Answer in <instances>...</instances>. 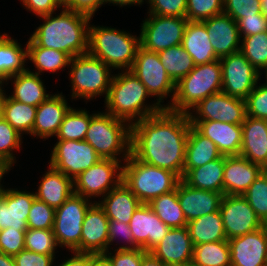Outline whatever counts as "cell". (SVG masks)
I'll return each instance as SVG.
<instances>
[{"instance_id": "6da1fadb", "label": "cell", "mask_w": 267, "mask_h": 266, "mask_svg": "<svg viewBox=\"0 0 267 266\" xmlns=\"http://www.w3.org/2000/svg\"><path fill=\"white\" fill-rule=\"evenodd\" d=\"M191 127L187 113L163 109L131 125L130 154L137 160L170 170L183 178Z\"/></svg>"}, {"instance_id": "7a4b0ae2", "label": "cell", "mask_w": 267, "mask_h": 266, "mask_svg": "<svg viewBox=\"0 0 267 266\" xmlns=\"http://www.w3.org/2000/svg\"><path fill=\"white\" fill-rule=\"evenodd\" d=\"M41 18L44 23L30 37L37 46L65 52L71 58L88 53L92 17L63 8L56 17L48 14Z\"/></svg>"}, {"instance_id": "3957f363", "label": "cell", "mask_w": 267, "mask_h": 266, "mask_svg": "<svg viewBox=\"0 0 267 266\" xmlns=\"http://www.w3.org/2000/svg\"><path fill=\"white\" fill-rule=\"evenodd\" d=\"M149 96L151 95L145 85L130 70H125L112 78L105 100L106 113L132 125L164 109L157 102L145 105V100Z\"/></svg>"}, {"instance_id": "277c9868", "label": "cell", "mask_w": 267, "mask_h": 266, "mask_svg": "<svg viewBox=\"0 0 267 266\" xmlns=\"http://www.w3.org/2000/svg\"><path fill=\"white\" fill-rule=\"evenodd\" d=\"M140 47V36L110 27H89L88 53L112 69L130 70Z\"/></svg>"}, {"instance_id": "5b68a950", "label": "cell", "mask_w": 267, "mask_h": 266, "mask_svg": "<svg viewBox=\"0 0 267 266\" xmlns=\"http://www.w3.org/2000/svg\"><path fill=\"white\" fill-rule=\"evenodd\" d=\"M222 91V66L218 60L195 65L193 70L177 84L175 97L165 109L189 113L201 100Z\"/></svg>"}, {"instance_id": "8992f818", "label": "cell", "mask_w": 267, "mask_h": 266, "mask_svg": "<svg viewBox=\"0 0 267 266\" xmlns=\"http://www.w3.org/2000/svg\"><path fill=\"white\" fill-rule=\"evenodd\" d=\"M180 180L176 173L141 162L131 154L122 166V182L144 204L175 190Z\"/></svg>"}, {"instance_id": "52a82bcc", "label": "cell", "mask_w": 267, "mask_h": 266, "mask_svg": "<svg viewBox=\"0 0 267 266\" xmlns=\"http://www.w3.org/2000/svg\"><path fill=\"white\" fill-rule=\"evenodd\" d=\"M125 122L106 112H97L90 120L84 140L101 159L120 160L117 156L122 152L126 161L130 156L131 124Z\"/></svg>"}, {"instance_id": "ba28073f", "label": "cell", "mask_w": 267, "mask_h": 266, "mask_svg": "<svg viewBox=\"0 0 267 266\" xmlns=\"http://www.w3.org/2000/svg\"><path fill=\"white\" fill-rule=\"evenodd\" d=\"M69 65L73 99L79 97L90 100L105 94L106 100L114 76L109 72L112 68L89 53L71 58Z\"/></svg>"}, {"instance_id": "9c48e42d", "label": "cell", "mask_w": 267, "mask_h": 266, "mask_svg": "<svg viewBox=\"0 0 267 266\" xmlns=\"http://www.w3.org/2000/svg\"><path fill=\"white\" fill-rule=\"evenodd\" d=\"M92 204L87 198L73 194L62 206L55 209L52 230L58 246L80 253L82 224Z\"/></svg>"}, {"instance_id": "30bf717a", "label": "cell", "mask_w": 267, "mask_h": 266, "mask_svg": "<svg viewBox=\"0 0 267 266\" xmlns=\"http://www.w3.org/2000/svg\"><path fill=\"white\" fill-rule=\"evenodd\" d=\"M143 21L140 46L150 52H160L181 45L188 20L184 17H168L149 14Z\"/></svg>"}, {"instance_id": "8fae6325", "label": "cell", "mask_w": 267, "mask_h": 266, "mask_svg": "<svg viewBox=\"0 0 267 266\" xmlns=\"http://www.w3.org/2000/svg\"><path fill=\"white\" fill-rule=\"evenodd\" d=\"M130 71L145 85L149 94L157 97V103L161 105L163 98L172 93L171 103L175 97L176 84L167 74L156 52L138 48L136 58Z\"/></svg>"}, {"instance_id": "7c38bea8", "label": "cell", "mask_w": 267, "mask_h": 266, "mask_svg": "<svg viewBox=\"0 0 267 266\" xmlns=\"http://www.w3.org/2000/svg\"><path fill=\"white\" fill-rule=\"evenodd\" d=\"M121 160L100 159L74 180V194L90 199L102 198L122 181Z\"/></svg>"}, {"instance_id": "4fadbf2b", "label": "cell", "mask_w": 267, "mask_h": 266, "mask_svg": "<svg viewBox=\"0 0 267 266\" xmlns=\"http://www.w3.org/2000/svg\"><path fill=\"white\" fill-rule=\"evenodd\" d=\"M51 152L50 166L73 180L101 159L85 140H58Z\"/></svg>"}, {"instance_id": "5bb4252c", "label": "cell", "mask_w": 267, "mask_h": 266, "mask_svg": "<svg viewBox=\"0 0 267 266\" xmlns=\"http://www.w3.org/2000/svg\"><path fill=\"white\" fill-rule=\"evenodd\" d=\"M222 66V92L246 99L262 75L240 52L219 58Z\"/></svg>"}, {"instance_id": "9a60e30c", "label": "cell", "mask_w": 267, "mask_h": 266, "mask_svg": "<svg viewBox=\"0 0 267 266\" xmlns=\"http://www.w3.org/2000/svg\"><path fill=\"white\" fill-rule=\"evenodd\" d=\"M197 116L188 113L190 121H221L230 124H242L246 118L244 99L232 97L224 92L209 95L194 108ZM199 114V115H198Z\"/></svg>"}, {"instance_id": "2e32d148", "label": "cell", "mask_w": 267, "mask_h": 266, "mask_svg": "<svg viewBox=\"0 0 267 266\" xmlns=\"http://www.w3.org/2000/svg\"><path fill=\"white\" fill-rule=\"evenodd\" d=\"M219 211L227 240L265 226L243 196L224 195Z\"/></svg>"}, {"instance_id": "e0dca14e", "label": "cell", "mask_w": 267, "mask_h": 266, "mask_svg": "<svg viewBox=\"0 0 267 266\" xmlns=\"http://www.w3.org/2000/svg\"><path fill=\"white\" fill-rule=\"evenodd\" d=\"M231 266H267V225L228 240Z\"/></svg>"}, {"instance_id": "ac0fdd59", "label": "cell", "mask_w": 267, "mask_h": 266, "mask_svg": "<svg viewBox=\"0 0 267 266\" xmlns=\"http://www.w3.org/2000/svg\"><path fill=\"white\" fill-rule=\"evenodd\" d=\"M193 244L187 226L170 228L149 252L166 266H191Z\"/></svg>"}, {"instance_id": "d6986e66", "label": "cell", "mask_w": 267, "mask_h": 266, "mask_svg": "<svg viewBox=\"0 0 267 266\" xmlns=\"http://www.w3.org/2000/svg\"><path fill=\"white\" fill-rule=\"evenodd\" d=\"M129 226L135 244L147 252L161 242L170 229L150 206L144 203L134 211Z\"/></svg>"}, {"instance_id": "ffe728a7", "label": "cell", "mask_w": 267, "mask_h": 266, "mask_svg": "<svg viewBox=\"0 0 267 266\" xmlns=\"http://www.w3.org/2000/svg\"><path fill=\"white\" fill-rule=\"evenodd\" d=\"M35 193L4 189L0 193V230L7 228L26 231L27 218Z\"/></svg>"}, {"instance_id": "44dd1931", "label": "cell", "mask_w": 267, "mask_h": 266, "mask_svg": "<svg viewBox=\"0 0 267 266\" xmlns=\"http://www.w3.org/2000/svg\"><path fill=\"white\" fill-rule=\"evenodd\" d=\"M108 225L109 219L104 209L98 202H93L88 208L82 224L80 253L101 255L109 251Z\"/></svg>"}, {"instance_id": "7402d4cb", "label": "cell", "mask_w": 267, "mask_h": 266, "mask_svg": "<svg viewBox=\"0 0 267 266\" xmlns=\"http://www.w3.org/2000/svg\"><path fill=\"white\" fill-rule=\"evenodd\" d=\"M207 30L210 42L218 58L240 51L241 37L236 21L221 13L201 21Z\"/></svg>"}, {"instance_id": "603a6c76", "label": "cell", "mask_w": 267, "mask_h": 266, "mask_svg": "<svg viewBox=\"0 0 267 266\" xmlns=\"http://www.w3.org/2000/svg\"><path fill=\"white\" fill-rule=\"evenodd\" d=\"M264 169L242 156H225L223 194L243 196Z\"/></svg>"}, {"instance_id": "cb8c5ba5", "label": "cell", "mask_w": 267, "mask_h": 266, "mask_svg": "<svg viewBox=\"0 0 267 266\" xmlns=\"http://www.w3.org/2000/svg\"><path fill=\"white\" fill-rule=\"evenodd\" d=\"M223 193L195 189L182 179L177 185V197L187 223L220 209Z\"/></svg>"}, {"instance_id": "d4e9b609", "label": "cell", "mask_w": 267, "mask_h": 266, "mask_svg": "<svg viewBox=\"0 0 267 266\" xmlns=\"http://www.w3.org/2000/svg\"><path fill=\"white\" fill-rule=\"evenodd\" d=\"M202 135L209 138L224 156H239L242 145V124L221 121H190Z\"/></svg>"}, {"instance_id": "484cf974", "label": "cell", "mask_w": 267, "mask_h": 266, "mask_svg": "<svg viewBox=\"0 0 267 266\" xmlns=\"http://www.w3.org/2000/svg\"><path fill=\"white\" fill-rule=\"evenodd\" d=\"M239 156L267 169V120L246 116Z\"/></svg>"}, {"instance_id": "4316f807", "label": "cell", "mask_w": 267, "mask_h": 266, "mask_svg": "<svg viewBox=\"0 0 267 266\" xmlns=\"http://www.w3.org/2000/svg\"><path fill=\"white\" fill-rule=\"evenodd\" d=\"M70 108L62 93L49 96L37 107L31 135L39 136L40 139L56 136L64 116Z\"/></svg>"}, {"instance_id": "83f0119b", "label": "cell", "mask_w": 267, "mask_h": 266, "mask_svg": "<svg viewBox=\"0 0 267 266\" xmlns=\"http://www.w3.org/2000/svg\"><path fill=\"white\" fill-rule=\"evenodd\" d=\"M48 169L38 186V192H35V197L57 209L74 194L73 179L50 165Z\"/></svg>"}, {"instance_id": "f1b7e54d", "label": "cell", "mask_w": 267, "mask_h": 266, "mask_svg": "<svg viewBox=\"0 0 267 266\" xmlns=\"http://www.w3.org/2000/svg\"><path fill=\"white\" fill-rule=\"evenodd\" d=\"M98 204L104 209L108 219H117L121 223L129 224L141 202L121 181Z\"/></svg>"}, {"instance_id": "f546056e", "label": "cell", "mask_w": 267, "mask_h": 266, "mask_svg": "<svg viewBox=\"0 0 267 266\" xmlns=\"http://www.w3.org/2000/svg\"><path fill=\"white\" fill-rule=\"evenodd\" d=\"M192 57L195 65L218 60L210 42L205 25L201 21H188L181 43Z\"/></svg>"}, {"instance_id": "4dcf8cb0", "label": "cell", "mask_w": 267, "mask_h": 266, "mask_svg": "<svg viewBox=\"0 0 267 266\" xmlns=\"http://www.w3.org/2000/svg\"><path fill=\"white\" fill-rule=\"evenodd\" d=\"M222 156L217 146L191 125L186 144L183 176L196 167H201Z\"/></svg>"}, {"instance_id": "1f68e13d", "label": "cell", "mask_w": 267, "mask_h": 266, "mask_svg": "<svg viewBox=\"0 0 267 266\" xmlns=\"http://www.w3.org/2000/svg\"><path fill=\"white\" fill-rule=\"evenodd\" d=\"M225 156L215 159L201 167L190 169L182 180L190 187L223 193Z\"/></svg>"}, {"instance_id": "d6a6232c", "label": "cell", "mask_w": 267, "mask_h": 266, "mask_svg": "<svg viewBox=\"0 0 267 266\" xmlns=\"http://www.w3.org/2000/svg\"><path fill=\"white\" fill-rule=\"evenodd\" d=\"M12 78L14 80V91L10 97L18 102L38 107L51 96L46 93V88L40 76L34 72L27 70L11 76L6 81Z\"/></svg>"}, {"instance_id": "836d02e7", "label": "cell", "mask_w": 267, "mask_h": 266, "mask_svg": "<svg viewBox=\"0 0 267 266\" xmlns=\"http://www.w3.org/2000/svg\"><path fill=\"white\" fill-rule=\"evenodd\" d=\"M27 47L23 49L16 40L7 34L0 35V84L6 83L11 76L25 72Z\"/></svg>"}, {"instance_id": "e575fe53", "label": "cell", "mask_w": 267, "mask_h": 266, "mask_svg": "<svg viewBox=\"0 0 267 266\" xmlns=\"http://www.w3.org/2000/svg\"><path fill=\"white\" fill-rule=\"evenodd\" d=\"M4 92L1 100V117L21 135L23 132L31 135L37 107L18 102Z\"/></svg>"}, {"instance_id": "d590c367", "label": "cell", "mask_w": 267, "mask_h": 266, "mask_svg": "<svg viewBox=\"0 0 267 266\" xmlns=\"http://www.w3.org/2000/svg\"><path fill=\"white\" fill-rule=\"evenodd\" d=\"M187 228L193 246L227 240L219 210L189 221Z\"/></svg>"}, {"instance_id": "8d00e7d4", "label": "cell", "mask_w": 267, "mask_h": 266, "mask_svg": "<svg viewBox=\"0 0 267 266\" xmlns=\"http://www.w3.org/2000/svg\"><path fill=\"white\" fill-rule=\"evenodd\" d=\"M148 205L168 227L182 228L187 226L184 212L177 197V187L169 193L152 199Z\"/></svg>"}, {"instance_id": "74e56055", "label": "cell", "mask_w": 267, "mask_h": 266, "mask_svg": "<svg viewBox=\"0 0 267 266\" xmlns=\"http://www.w3.org/2000/svg\"><path fill=\"white\" fill-rule=\"evenodd\" d=\"M27 58L33 62L40 74L43 71L56 72L69 66L71 57L62 51L37 46L30 38L26 44Z\"/></svg>"}, {"instance_id": "f35d334b", "label": "cell", "mask_w": 267, "mask_h": 266, "mask_svg": "<svg viewBox=\"0 0 267 266\" xmlns=\"http://www.w3.org/2000/svg\"><path fill=\"white\" fill-rule=\"evenodd\" d=\"M159 60L172 81L177 84L187 76L195 67L192 57L182 47L175 45L158 52Z\"/></svg>"}, {"instance_id": "ab89813d", "label": "cell", "mask_w": 267, "mask_h": 266, "mask_svg": "<svg viewBox=\"0 0 267 266\" xmlns=\"http://www.w3.org/2000/svg\"><path fill=\"white\" fill-rule=\"evenodd\" d=\"M191 266H231L228 240L195 245Z\"/></svg>"}, {"instance_id": "60d3db41", "label": "cell", "mask_w": 267, "mask_h": 266, "mask_svg": "<svg viewBox=\"0 0 267 266\" xmlns=\"http://www.w3.org/2000/svg\"><path fill=\"white\" fill-rule=\"evenodd\" d=\"M94 115V113L88 114L85 109L70 108L64 116L56 137L58 140H84L90 120Z\"/></svg>"}, {"instance_id": "b9f144b4", "label": "cell", "mask_w": 267, "mask_h": 266, "mask_svg": "<svg viewBox=\"0 0 267 266\" xmlns=\"http://www.w3.org/2000/svg\"><path fill=\"white\" fill-rule=\"evenodd\" d=\"M240 52L258 71L267 68V31L242 37Z\"/></svg>"}, {"instance_id": "7bdbcfd3", "label": "cell", "mask_w": 267, "mask_h": 266, "mask_svg": "<svg viewBox=\"0 0 267 266\" xmlns=\"http://www.w3.org/2000/svg\"><path fill=\"white\" fill-rule=\"evenodd\" d=\"M243 197L259 219L267 225V169L249 186Z\"/></svg>"}, {"instance_id": "ee69618b", "label": "cell", "mask_w": 267, "mask_h": 266, "mask_svg": "<svg viewBox=\"0 0 267 266\" xmlns=\"http://www.w3.org/2000/svg\"><path fill=\"white\" fill-rule=\"evenodd\" d=\"M21 136L4 118H0V160L9 169L15 163L12 151L21 147Z\"/></svg>"}, {"instance_id": "f6af8a7d", "label": "cell", "mask_w": 267, "mask_h": 266, "mask_svg": "<svg viewBox=\"0 0 267 266\" xmlns=\"http://www.w3.org/2000/svg\"><path fill=\"white\" fill-rule=\"evenodd\" d=\"M58 246L53 230L31 229L25 232V249L55 258Z\"/></svg>"}, {"instance_id": "bcb514c9", "label": "cell", "mask_w": 267, "mask_h": 266, "mask_svg": "<svg viewBox=\"0 0 267 266\" xmlns=\"http://www.w3.org/2000/svg\"><path fill=\"white\" fill-rule=\"evenodd\" d=\"M224 0H187L186 19L203 21L223 13Z\"/></svg>"}, {"instance_id": "7dc6e473", "label": "cell", "mask_w": 267, "mask_h": 266, "mask_svg": "<svg viewBox=\"0 0 267 266\" xmlns=\"http://www.w3.org/2000/svg\"><path fill=\"white\" fill-rule=\"evenodd\" d=\"M54 219L55 209L45 202L35 199L27 218V227L31 229L52 230Z\"/></svg>"}, {"instance_id": "c3c4849f", "label": "cell", "mask_w": 267, "mask_h": 266, "mask_svg": "<svg viewBox=\"0 0 267 266\" xmlns=\"http://www.w3.org/2000/svg\"><path fill=\"white\" fill-rule=\"evenodd\" d=\"M246 116L267 120V86L262 84L250 92L245 99Z\"/></svg>"}, {"instance_id": "681fc988", "label": "cell", "mask_w": 267, "mask_h": 266, "mask_svg": "<svg viewBox=\"0 0 267 266\" xmlns=\"http://www.w3.org/2000/svg\"><path fill=\"white\" fill-rule=\"evenodd\" d=\"M223 13L237 21L247 16H259L261 14L260 0H224Z\"/></svg>"}, {"instance_id": "f907efd6", "label": "cell", "mask_w": 267, "mask_h": 266, "mask_svg": "<svg viewBox=\"0 0 267 266\" xmlns=\"http://www.w3.org/2000/svg\"><path fill=\"white\" fill-rule=\"evenodd\" d=\"M149 14L186 18L187 0H148Z\"/></svg>"}, {"instance_id": "816d5d0a", "label": "cell", "mask_w": 267, "mask_h": 266, "mask_svg": "<svg viewBox=\"0 0 267 266\" xmlns=\"http://www.w3.org/2000/svg\"><path fill=\"white\" fill-rule=\"evenodd\" d=\"M25 232L12 228L0 230V252L14 257L24 250Z\"/></svg>"}, {"instance_id": "f5cc1de1", "label": "cell", "mask_w": 267, "mask_h": 266, "mask_svg": "<svg viewBox=\"0 0 267 266\" xmlns=\"http://www.w3.org/2000/svg\"><path fill=\"white\" fill-rule=\"evenodd\" d=\"M115 254L106 251L104 255L111 261L113 266H141L142 258L148 253L138 249H115Z\"/></svg>"}, {"instance_id": "db71d44e", "label": "cell", "mask_w": 267, "mask_h": 266, "mask_svg": "<svg viewBox=\"0 0 267 266\" xmlns=\"http://www.w3.org/2000/svg\"><path fill=\"white\" fill-rule=\"evenodd\" d=\"M122 236L129 246L121 245L118 247V249H138L139 247L135 244L133 240V233L130 230L129 224L121 223L120 220L117 219H109V225H108V248L109 245H112L111 243L118 237ZM122 239V238H121Z\"/></svg>"}, {"instance_id": "11a10c76", "label": "cell", "mask_w": 267, "mask_h": 266, "mask_svg": "<svg viewBox=\"0 0 267 266\" xmlns=\"http://www.w3.org/2000/svg\"><path fill=\"white\" fill-rule=\"evenodd\" d=\"M240 37L252 36L267 31V18L263 13L259 16H247L236 21Z\"/></svg>"}, {"instance_id": "9f6ffc18", "label": "cell", "mask_w": 267, "mask_h": 266, "mask_svg": "<svg viewBox=\"0 0 267 266\" xmlns=\"http://www.w3.org/2000/svg\"><path fill=\"white\" fill-rule=\"evenodd\" d=\"M52 255H44L24 249L14 256L16 266H52Z\"/></svg>"}, {"instance_id": "6f0895ef", "label": "cell", "mask_w": 267, "mask_h": 266, "mask_svg": "<svg viewBox=\"0 0 267 266\" xmlns=\"http://www.w3.org/2000/svg\"><path fill=\"white\" fill-rule=\"evenodd\" d=\"M62 7L65 9L80 12L93 17L99 7L105 4V0H62Z\"/></svg>"}, {"instance_id": "680465c9", "label": "cell", "mask_w": 267, "mask_h": 266, "mask_svg": "<svg viewBox=\"0 0 267 266\" xmlns=\"http://www.w3.org/2000/svg\"><path fill=\"white\" fill-rule=\"evenodd\" d=\"M23 5L29 11L35 13L38 17L53 14L54 11L62 6L60 0H21Z\"/></svg>"}, {"instance_id": "91938a15", "label": "cell", "mask_w": 267, "mask_h": 266, "mask_svg": "<svg viewBox=\"0 0 267 266\" xmlns=\"http://www.w3.org/2000/svg\"><path fill=\"white\" fill-rule=\"evenodd\" d=\"M75 255L58 266H94L93 253H79L73 252Z\"/></svg>"}, {"instance_id": "94428289", "label": "cell", "mask_w": 267, "mask_h": 266, "mask_svg": "<svg viewBox=\"0 0 267 266\" xmlns=\"http://www.w3.org/2000/svg\"><path fill=\"white\" fill-rule=\"evenodd\" d=\"M141 266H166L159 259L155 258L150 252H148L141 261Z\"/></svg>"}, {"instance_id": "6125c7cd", "label": "cell", "mask_w": 267, "mask_h": 266, "mask_svg": "<svg viewBox=\"0 0 267 266\" xmlns=\"http://www.w3.org/2000/svg\"><path fill=\"white\" fill-rule=\"evenodd\" d=\"M94 266H113V264L104 254H94Z\"/></svg>"}, {"instance_id": "be15d7a7", "label": "cell", "mask_w": 267, "mask_h": 266, "mask_svg": "<svg viewBox=\"0 0 267 266\" xmlns=\"http://www.w3.org/2000/svg\"><path fill=\"white\" fill-rule=\"evenodd\" d=\"M113 3L116 5H120V7L125 6V5H142V2H144V0H105V4L106 3Z\"/></svg>"}, {"instance_id": "e7e4bbea", "label": "cell", "mask_w": 267, "mask_h": 266, "mask_svg": "<svg viewBox=\"0 0 267 266\" xmlns=\"http://www.w3.org/2000/svg\"><path fill=\"white\" fill-rule=\"evenodd\" d=\"M0 266H16L14 257L0 252Z\"/></svg>"}, {"instance_id": "03108f58", "label": "cell", "mask_w": 267, "mask_h": 266, "mask_svg": "<svg viewBox=\"0 0 267 266\" xmlns=\"http://www.w3.org/2000/svg\"><path fill=\"white\" fill-rule=\"evenodd\" d=\"M260 4H261V12L267 18V0H260Z\"/></svg>"}, {"instance_id": "003e7915", "label": "cell", "mask_w": 267, "mask_h": 266, "mask_svg": "<svg viewBox=\"0 0 267 266\" xmlns=\"http://www.w3.org/2000/svg\"><path fill=\"white\" fill-rule=\"evenodd\" d=\"M10 169L0 160V171H9Z\"/></svg>"}, {"instance_id": "a7ac6f4b", "label": "cell", "mask_w": 267, "mask_h": 266, "mask_svg": "<svg viewBox=\"0 0 267 266\" xmlns=\"http://www.w3.org/2000/svg\"><path fill=\"white\" fill-rule=\"evenodd\" d=\"M2 89H3L2 84H0V118H1V100H2V95H3V91H4Z\"/></svg>"}, {"instance_id": "89a4df30", "label": "cell", "mask_w": 267, "mask_h": 266, "mask_svg": "<svg viewBox=\"0 0 267 266\" xmlns=\"http://www.w3.org/2000/svg\"><path fill=\"white\" fill-rule=\"evenodd\" d=\"M7 172H8V171H0V182H1V179L3 178V175H4L5 173H7ZM2 187H3V186H1V183H0V193H1Z\"/></svg>"}, {"instance_id": "2644e50d", "label": "cell", "mask_w": 267, "mask_h": 266, "mask_svg": "<svg viewBox=\"0 0 267 266\" xmlns=\"http://www.w3.org/2000/svg\"><path fill=\"white\" fill-rule=\"evenodd\" d=\"M264 72H266L265 74H266V79H267V68L265 69V71H264ZM264 85H266V86H267V81H266V83H265Z\"/></svg>"}]
</instances>
